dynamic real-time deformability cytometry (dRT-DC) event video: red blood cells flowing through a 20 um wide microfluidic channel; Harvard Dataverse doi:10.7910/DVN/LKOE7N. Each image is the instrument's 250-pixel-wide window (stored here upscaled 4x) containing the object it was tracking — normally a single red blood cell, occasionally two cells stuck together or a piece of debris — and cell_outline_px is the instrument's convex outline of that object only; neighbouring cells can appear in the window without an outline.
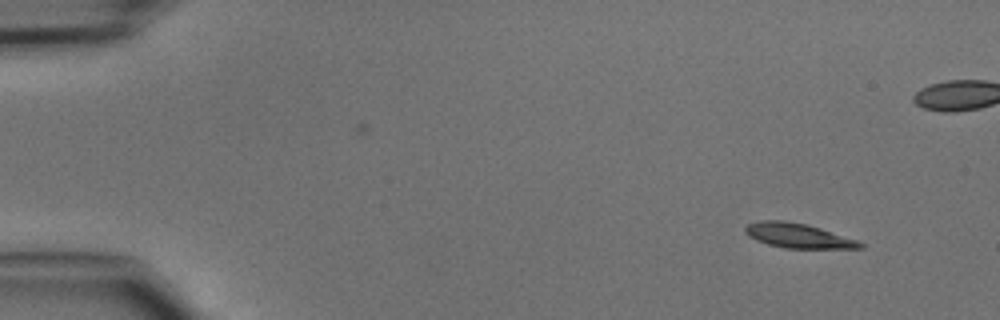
{"species": "common noctule bat (a hibernating species)", "species_latin": "Nyctalus noctula", "temperature_condition": "cold", "stored_images_in_passage": 45, "camera_frame_rate_fps": 3000, "um_per_image_px": 0.085, "animal": {"sex": "male", "body_mass_g": 15.6}, "frame": {"image": 1, "passage_image": 1, "time_ms": 0.0, "image_size_px": [1000, 320], "cell_outline_px": [[864, 248], [784, 248], [768, 244], [756, 240], [748, 236], [744, 232], [744, 228], [748, 224], [760, 220], [784, 220], [808, 224], [856, 240], [864, 244]], "centroid_in_image_um": [67.79, 20.02], "position_along_channel_um": 17.2, "area_um2": 16.42}}
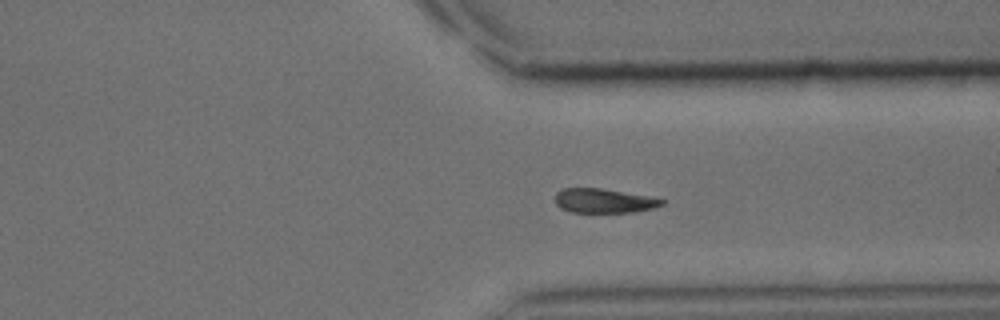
{"frame": {"image": 2, "passage_image": 33, "time_ms": 10.667, "image_size_px": [1000, 320], "cell_outline_px": [[668, 200], [664, 204], [652, 208], [632, 212], [572, 212], [560, 208], [556, 204], [556, 192], [564, 188], [600, 188], [648, 196]], "centroid_in_image_um": [51.34, 17.06], "position_along_channel_um": 360.1, "area_um2": 15.03}}
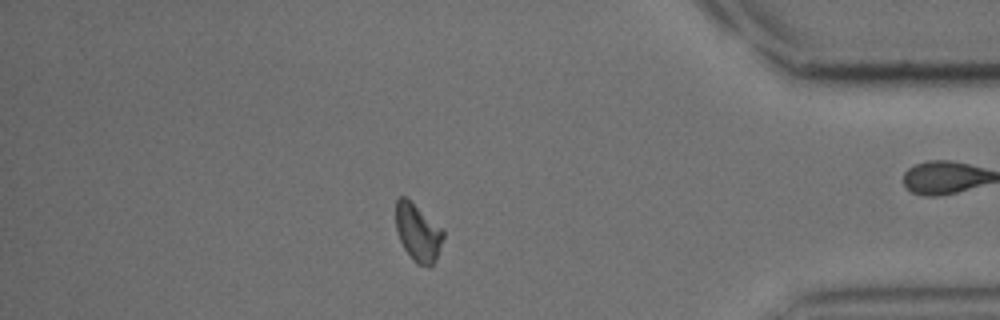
{"frame": {"image": 3, "passage_image": 38, "time_ms": 12.333, "image_size_px": [1000, 320], "cell_outline_px": [[444, 236], [436, 260], [428, 268], [416, 264], [412, 260], [404, 248], [400, 240], [396, 228], [396, 200], [400, 196], [404, 196], [444, 228]], "centroid_in_image_um": [35.54, 19.79], "position_along_channel_um": 399.7, "area_um2": 16.07}}